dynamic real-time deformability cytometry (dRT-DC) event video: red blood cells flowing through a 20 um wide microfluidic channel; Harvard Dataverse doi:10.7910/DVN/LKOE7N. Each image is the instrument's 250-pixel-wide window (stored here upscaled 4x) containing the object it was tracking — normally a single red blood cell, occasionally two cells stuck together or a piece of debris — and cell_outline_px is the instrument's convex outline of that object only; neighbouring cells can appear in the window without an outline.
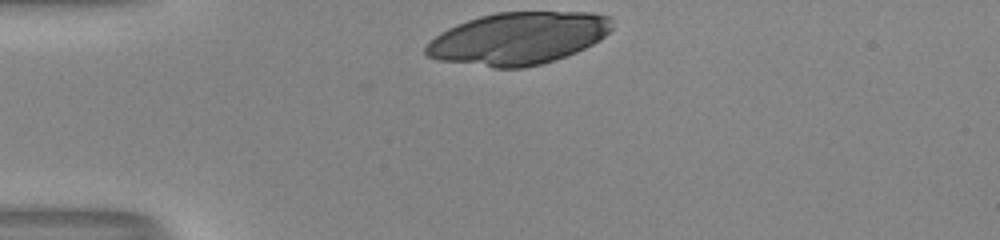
{"species": "human", "species_latin": "Homo sapiens", "temperature_condition": "room temperature", "stored_images_in_passage": 30, "camera_frame_rate_fps": 3000, "um_per_image_px": 0.085, "donor": {"sex": "male"}, "frame": {"image": 1, "passage_image": 1, "time_ms": 0.0, "image_size_px": [1000, 240], "cell_outline_px": [[612, 28], [600, 40], [576, 52], [540, 64], [524, 68], [492, 68], [436, 60], [428, 56], [424, 52], [424, 48], [440, 32], [456, 24], [480, 16], [496, 12], [592, 12], [608, 16], [612, 20]], "centroid_in_image_um": [44.02, 3.26], "position_along_channel_um": 41.0, "area_um2": 56.76}}